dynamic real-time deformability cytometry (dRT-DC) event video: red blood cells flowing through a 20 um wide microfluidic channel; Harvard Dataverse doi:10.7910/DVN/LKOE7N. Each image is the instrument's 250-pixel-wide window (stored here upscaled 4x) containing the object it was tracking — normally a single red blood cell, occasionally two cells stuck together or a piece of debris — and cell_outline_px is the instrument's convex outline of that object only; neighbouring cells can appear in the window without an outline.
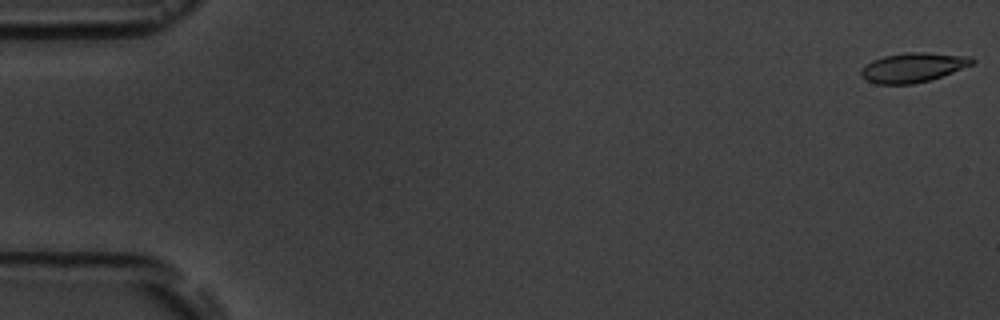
{"species": "common noctule bat (a hibernating species)", "species_latin": "Nyctalus noctula", "temperature_condition": "room temperature", "stored_images_in_passage": 5, "camera_frame_rate_fps": 3000, "um_per_image_px": 0.085, "animal": {"sex": "male", "body_mass_g": 19.5, "forearm_length_mm": 54.6}, "frame": {"image": 1, "passage_image": 1, "time_ms": 0.0, "image_size_px": [1000, 320], "cell_outline_px": [[976, 60], [972, 64], [952, 72], [928, 80], [912, 84], [876, 84], [868, 80], [860, 72], [860, 68], [872, 60], [884, 56], [908, 52], [924, 52], [972, 56]], "centroid_in_image_um": [77.61, 5.72], "position_along_channel_um": 7.4, "area_um2": 18.9}}